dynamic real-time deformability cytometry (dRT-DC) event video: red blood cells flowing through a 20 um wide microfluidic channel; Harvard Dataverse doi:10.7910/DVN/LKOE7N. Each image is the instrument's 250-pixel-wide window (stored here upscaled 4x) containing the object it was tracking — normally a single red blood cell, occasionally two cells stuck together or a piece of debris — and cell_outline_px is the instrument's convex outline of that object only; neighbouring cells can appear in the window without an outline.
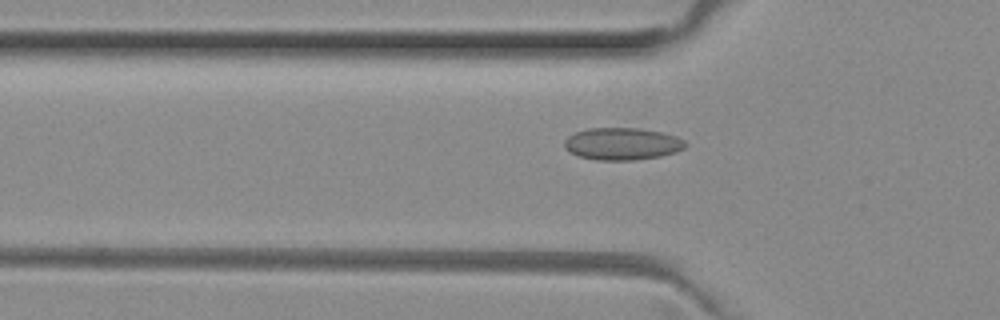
{"species": "common noctule bat (a hibernating species)", "species_latin": "Nyctalus noctula", "temperature_condition": "room temperature", "stored_images_in_passage": 33, "camera_frame_rate_fps": 3000, "um_per_image_px": 0.085, "animal": {"sex": "female", "body_mass_g": 29.2, "forearm_length_mm": 56.3}, "frame": {"image": 1, "passage_image": 6, "time_ms": 1.667, "image_size_px": [1000, 320], "cell_outline_px": [[688, 144], [684, 148], [676, 152], [660, 156], [636, 160], [596, 160], [576, 156], [568, 152], [564, 148], [564, 140], [568, 136], [576, 132], [588, 128], [640, 128], [660, 132], [676, 136], [684, 140]], "centroid_in_image_um": [52.86, 12.23], "position_along_channel_um": 72.9, "area_um2": 22.95}}
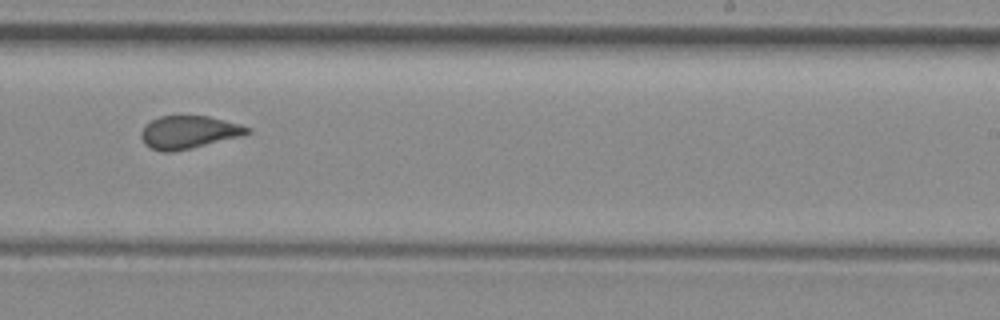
{"frame": {"image": 2, "passage_image": 21, "time_ms": 6.667, "image_size_px": [1000, 320], "cell_outline_px": [[252, 132], [244, 136], [192, 148], [172, 152], [160, 152], [144, 144], [140, 136], [140, 132], [144, 124], [160, 116], [208, 116], [240, 124], [252, 128]], "centroid_in_image_um": [16.05, 11.24], "position_along_channel_um": 272.9, "area_um2": 20.63}}
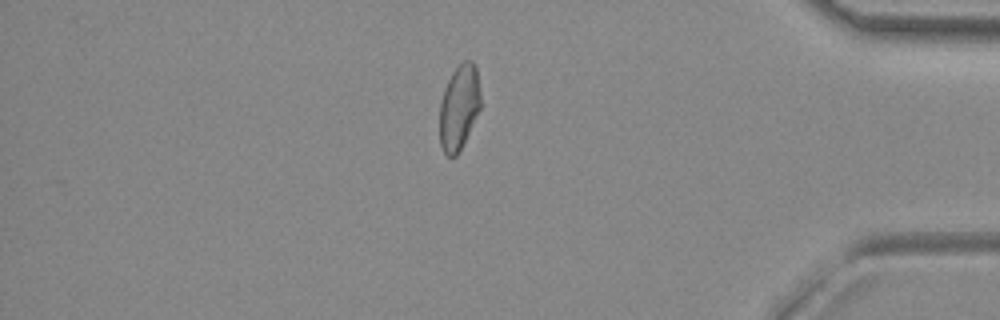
{"frame": {"image": 3, "passage_image": 33, "time_ms": 10.667, "image_size_px": [1000, 320], "cell_outline_px": [[480, 108], [456, 156], [448, 156], [444, 152], [440, 144], [440, 104], [444, 88], [452, 72], [464, 60], [472, 60], [476, 64], [480, 92]], "centroid_in_image_um": [39.02, 9.07], "position_along_channel_um": 396.2, "area_um2": 20.0}, "authors_computed_cell_mechanics": {"area_um2": 20.9814, "velocity_mm_per_s": 3.9978, "shape_relaxation_time_tau1_ms": null, "shape_relaxation_time_tau2_ms": 1.0948, "deformation_change_tau1": null, "deformation_change_tau2": 0.0651}}